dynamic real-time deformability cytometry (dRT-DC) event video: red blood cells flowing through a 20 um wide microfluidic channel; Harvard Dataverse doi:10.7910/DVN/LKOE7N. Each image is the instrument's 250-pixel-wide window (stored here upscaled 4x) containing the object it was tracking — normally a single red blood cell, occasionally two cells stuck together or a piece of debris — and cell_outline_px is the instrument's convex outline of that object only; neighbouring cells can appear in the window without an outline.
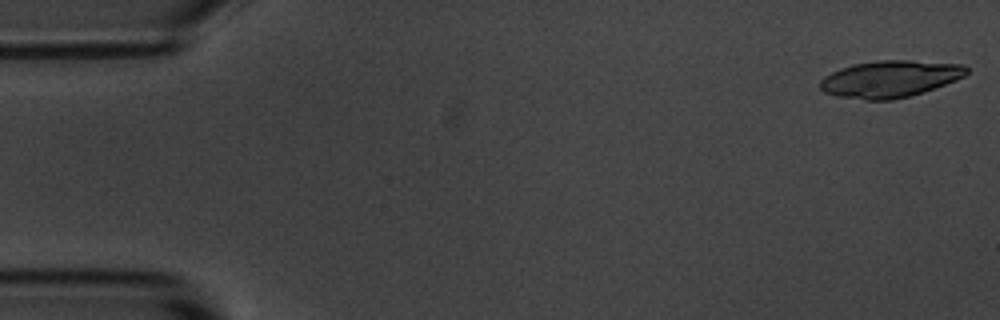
{"species": "common noctule bat (a hibernating species)", "species_latin": "Nyctalus noctula", "temperature_condition": "room temperature", "stored_images_in_passage": 16, "camera_frame_rate_fps": 3000, "um_per_image_px": 0.085, "animal": {"sex": "male", "body_mass_g": 20.1, "forearm_length_mm": 53.5}, "frame": {"image": 1, "passage_image": 1, "time_ms": 0.0, "image_size_px": [1000, 320], "cell_outline_px": [[968, 72], [964, 76], [956, 80], [924, 92], [892, 100], [864, 100], [836, 96], [824, 92], [820, 88], [820, 80], [824, 76], [840, 68], [856, 64], [880, 60], [908, 60], [964, 64], [968, 68]], "centroid_in_image_um": [75.65, 6.71], "position_along_channel_um": 9.3, "area_um2": 31.44}}